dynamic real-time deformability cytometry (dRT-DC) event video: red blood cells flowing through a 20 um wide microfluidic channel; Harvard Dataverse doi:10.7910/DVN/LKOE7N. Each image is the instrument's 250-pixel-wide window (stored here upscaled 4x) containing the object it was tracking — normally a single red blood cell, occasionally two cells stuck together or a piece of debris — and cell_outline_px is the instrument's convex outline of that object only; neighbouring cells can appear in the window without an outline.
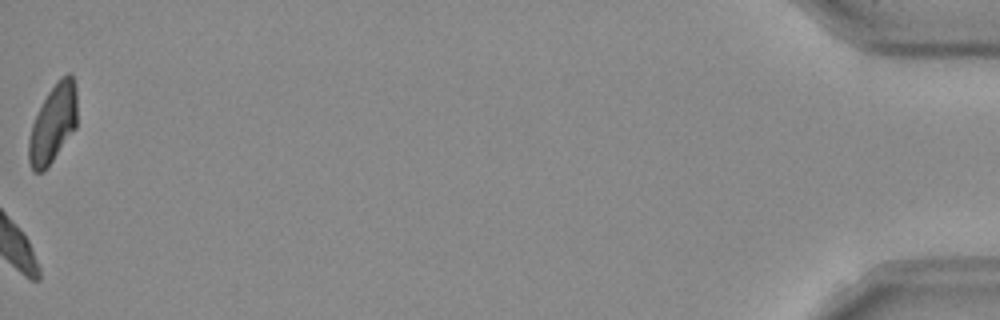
{"species": "Egyptian fruit bat (a non-hibernating species)", "species_latin": "Rousettus aegyptiacus", "temperature_condition": "room temperature", "stored_images_in_passage": 48, "camera_frame_rate_fps": 3000, "um_per_image_px": 0.085, "frame": {"image": 1, "passage_image": 48, "time_ms": 15.667, "image_size_px": [1000, 320], "cell_outline_px": [[76, 128], [52, 160], [40, 172], [32, 172], [28, 160], [28, 140], [32, 124], [48, 92], [56, 80], [60, 76], [68, 72], [72, 76], [76, 88]], "centroid_in_image_um": [4.5, 10.48], "position_along_channel_um": 430.7, "area_um2": 21.79}, "authors_computed_cell_mechanics": {"area_um2": 20.1144, "velocity_mm_per_s": 3.8762, "shape_relaxation_time_tau1_ms": 2.915, "shape_relaxation_time_tau2_ms": 1.6725, "deformation_change_tau1": 0.1069, "deformation_change_tau2": 0.0561}}